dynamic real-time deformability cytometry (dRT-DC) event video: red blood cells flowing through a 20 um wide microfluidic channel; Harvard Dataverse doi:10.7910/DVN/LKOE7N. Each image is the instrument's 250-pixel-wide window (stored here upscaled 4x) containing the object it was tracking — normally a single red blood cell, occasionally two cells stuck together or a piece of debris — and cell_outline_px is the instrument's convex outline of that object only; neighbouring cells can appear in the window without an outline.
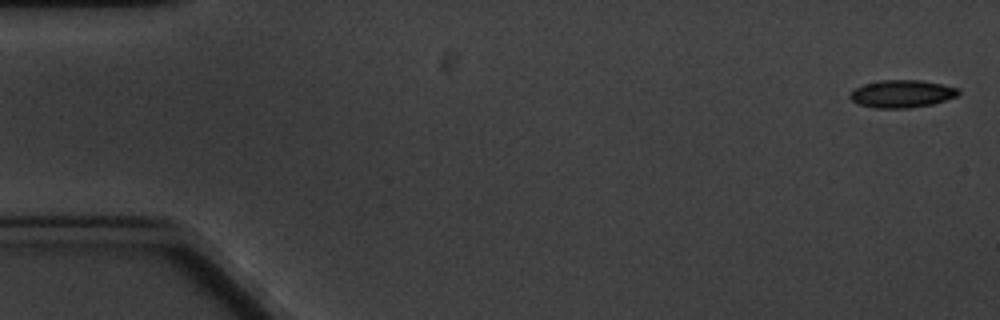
{"species": "common noctule bat (a hibernating species)", "species_latin": "Nyctalus noctula", "temperature_condition": "cold", "stored_images_in_passage": 5, "camera_frame_rate_fps": 3000, "um_per_image_px": 0.085, "animal": {"sex": "male", "body_mass_g": 20.1, "forearm_length_mm": 53.5}, "frame": {"image": 1, "passage_image": 1, "time_ms": 0.0, "image_size_px": [1000, 320], "cell_outline_px": [[960, 92], [956, 96], [932, 104], [908, 108], [876, 108], [860, 104], [852, 100], [848, 96], [856, 88], [864, 84], [880, 80], [920, 80], [940, 84], [956, 88]], "centroid_in_image_um": [76.64, 7.97], "position_along_channel_um": 8.4, "area_um2": 17.11}}
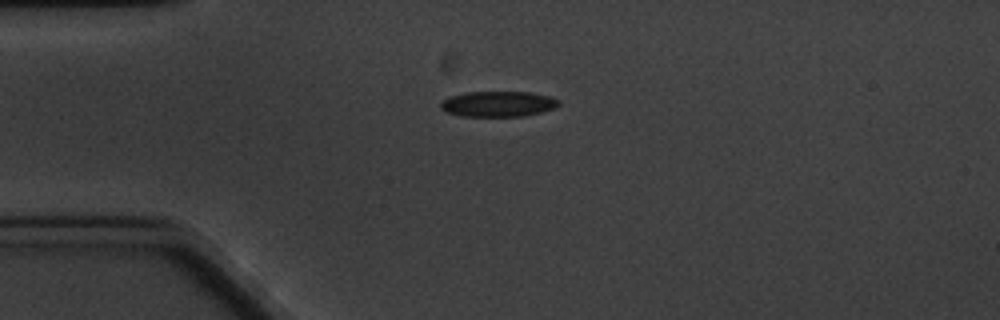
{"frame": {"image": 2, "passage_image": 4, "time_ms": 4.333, "image_size_px": [1000, 320], "cell_outline_px": [[560, 104], [556, 108], [524, 116], [460, 116], [448, 112], [440, 108], [440, 104], [448, 96], [464, 92], [532, 92], [552, 96], [560, 100]], "centroid_in_image_um": [42.37, 8.82], "position_along_channel_um": 42.6, "area_um2": 17.74}}